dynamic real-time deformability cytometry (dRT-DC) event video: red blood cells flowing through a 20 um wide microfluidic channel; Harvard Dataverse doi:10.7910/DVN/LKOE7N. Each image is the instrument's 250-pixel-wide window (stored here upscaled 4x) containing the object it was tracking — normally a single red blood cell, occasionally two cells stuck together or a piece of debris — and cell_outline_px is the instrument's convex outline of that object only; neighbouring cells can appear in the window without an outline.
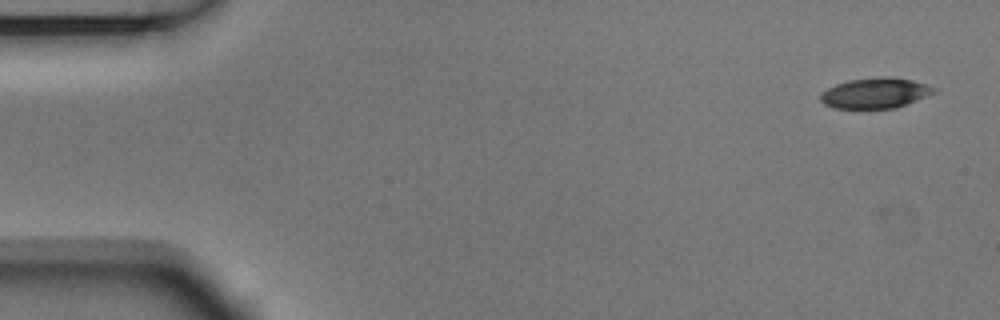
{"species": "Egyptian fruit bat (a non-hibernating species)", "species_latin": "Rousettus aegyptiacus", "temperature_condition": "room temperature", "stored_images_in_passage": 5, "camera_frame_rate_fps": 3000, "um_per_image_px": 0.085, "animal": {"sex": "male"}, "frame": {"image": 1, "passage_image": 1, "time_ms": 0.0, "image_size_px": [1000, 320], "cell_outline_px": [[936, 92], [896, 108], [832, 108], [824, 104], [820, 100], [820, 92], [836, 84], [848, 80], [884, 76], [892, 76], [912, 80], [936, 88]], "centroid_in_image_um": [74.36, 7.9], "position_along_channel_um": 10.6, "area_um2": 20.11}}
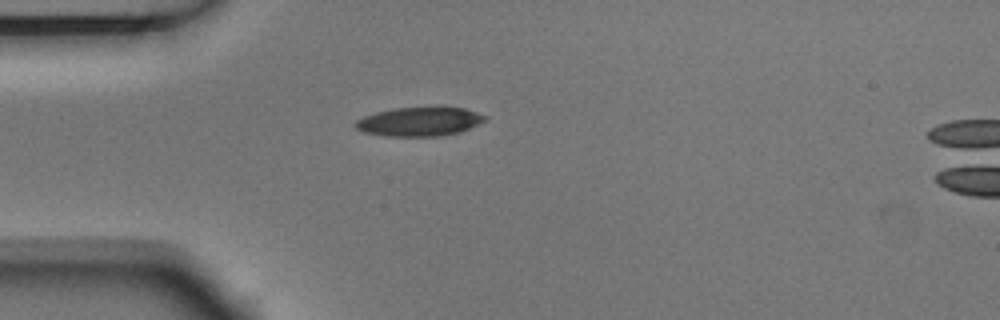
{"frame": {"image": 2, "passage_image": 3, "time_ms": 0.667, "image_size_px": [1000, 320], "cell_outline_px": [[488, 116], [484, 120], [460, 132], [440, 136], [388, 136], [364, 132], [356, 128], [352, 124], [356, 120], [364, 116], [376, 112], [396, 108], [464, 108]], "centroid_in_image_um": [35.6, 10.34], "position_along_channel_um": 49.4, "area_um2": 21.5}}
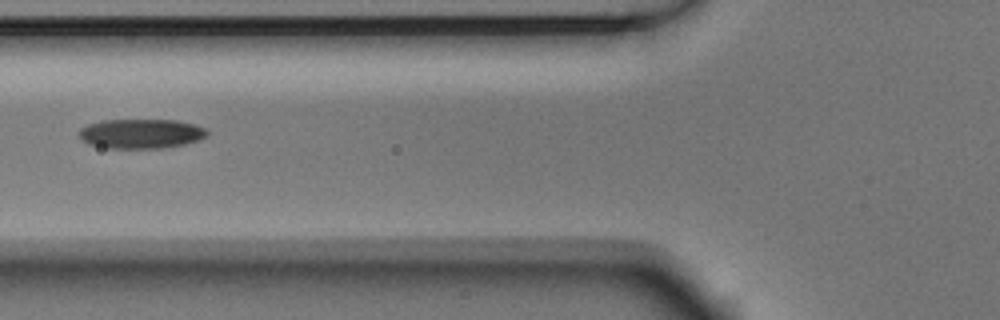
{"frame": {"image": 3, "passage_image": 5, "time_ms": 1.333, "image_size_px": [1000, 320], "cell_outline_px": [[208, 136], [200, 140], [184, 144], [160, 148], [108, 148], [88, 144], [80, 140], [80, 128], [88, 124], [104, 120], [176, 120], [208, 128]], "centroid_in_image_um": [12.0, 11.36], "position_along_channel_um": 113.8, "area_um2": 22.14}}